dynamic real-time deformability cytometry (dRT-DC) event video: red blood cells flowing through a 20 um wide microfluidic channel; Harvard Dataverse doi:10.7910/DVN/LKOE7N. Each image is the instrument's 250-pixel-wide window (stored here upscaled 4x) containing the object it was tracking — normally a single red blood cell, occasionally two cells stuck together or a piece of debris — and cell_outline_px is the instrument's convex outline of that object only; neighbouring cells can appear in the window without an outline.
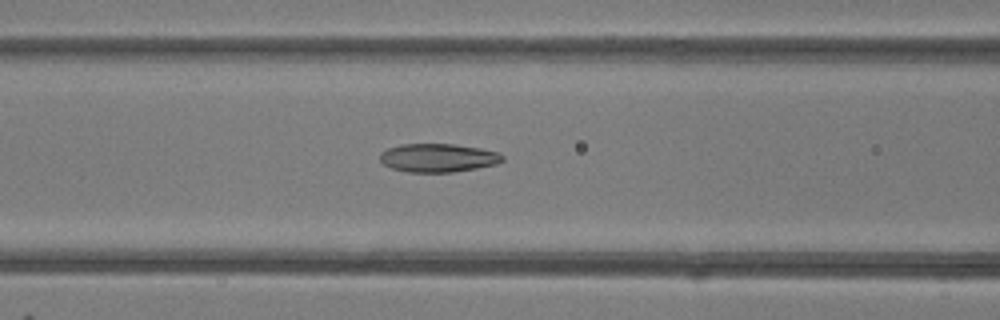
{"species": "common noctule bat (a hibernating species)", "species_latin": "Nyctalus noctula", "temperature_condition": "room temperature", "stored_images_in_passage": 48, "camera_frame_rate_fps": 3000, "um_per_image_px": 0.085, "animal": {"sex": "female"}, "frame": {"image": 1, "passage_image": 20, "time_ms": 6.333, "image_size_px": [1000, 320], "cell_outline_px": [[504, 160], [496, 164], [476, 168], [452, 172], [408, 172], [392, 168], [384, 164], [380, 160], [380, 152], [388, 148], [400, 144], [456, 144], [480, 148], [500, 152], [504, 156]], "centroid_in_image_um": [37.25, 13.41], "position_along_channel_um": 129.3, "area_um2": 20.4}}
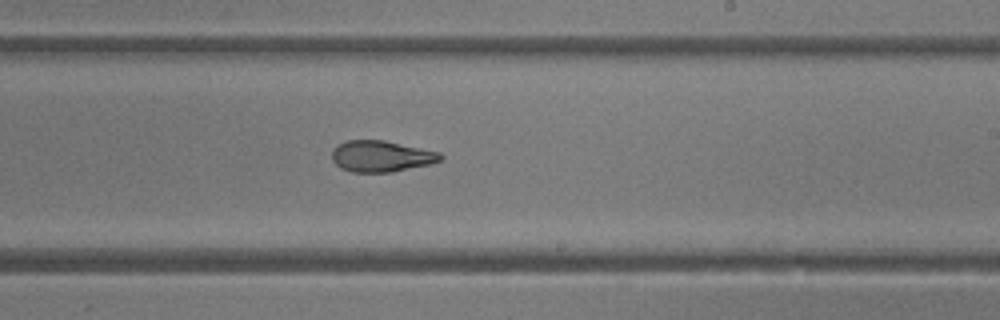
{"frame": {"image": 2, "passage_image": 29, "time_ms": 9.333, "image_size_px": [1000, 320], "cell_outline_px": [[444, 156], [440, 160], [428, 164], [392, 172], [352, 172], [340, 168], [332, 160], [332, 152], [336, 144], [348, 140], [384, 140], [440, 152]], "centroid_in_image_um": [32.37, 13.27], "position_along_channel_um": 256.6, "area_um2": 19.71}}
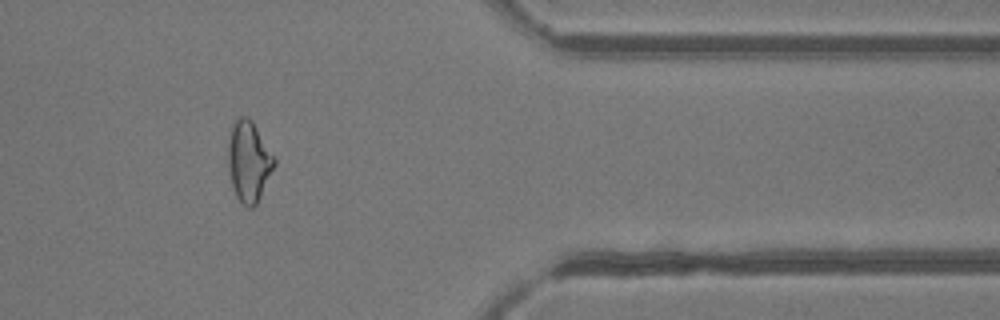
{"frame": {"image": 3, "passage_image": 40, "time_ms": 13.0, "image_size_px": [1000, 320], "cell_outline_px": [[276, 164], [256, 204], [252, 208], [248, 208], [236, 196], [232, 184], [228, 168], [228, 140], [232, 124], [236, 116], [248, 116], [252, 120], [276, 160]], "centroid_in_image_um": [21.13, 13.67], "position_along_channel_um": 390.3, "area_um2": 21.62}, "authors_computed_cell_mechanics": {"area_um2": 21.5883, "velocity_mm_per_s": 4.2488, "shape_relaxation_time_tau1_ms": 5.7387, "shape_relaxation_time_tau2_ms": 2.4883, "deformation_change_tau1": 0.1665, "deformation_change_tau2": 0.1033}}